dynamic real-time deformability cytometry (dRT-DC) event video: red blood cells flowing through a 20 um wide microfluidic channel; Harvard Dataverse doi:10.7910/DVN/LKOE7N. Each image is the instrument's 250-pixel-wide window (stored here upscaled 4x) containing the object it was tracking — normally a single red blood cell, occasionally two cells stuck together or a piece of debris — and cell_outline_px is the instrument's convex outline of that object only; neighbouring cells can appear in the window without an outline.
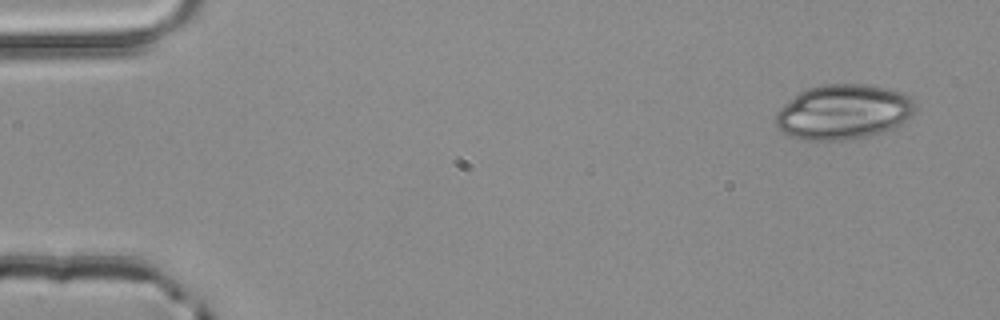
{"species": "common noctule bat (a hibernating species)", "species_latin": "Nyctalus noctula", "temperature_condition": "room temperature", "stored_images_in_passage": 4, "camera_frame_rate_fps": 3000, "um_per_image_px": 0.085, "animal": {"sex": "male", "body_mass_g": 20.4}, "frame": {"image": 1, "passage_image": 1, "time_ms": 0.0, "image_size_px": [1000, 320], "cell_outline_px": [[916, 112], [912, 116], [900, 124], [892, 128], [880, 132], [864, 136], [840, 140], [800, 140], [784, 132], [776, 124], [776, 112], [784, 104], [800, 92], [808, 88], [824, 84], [864, 84], [904, 92], [916, 104]], "centroid_in_image_um": [71.7, 9.5], "position_along_channel_um": 13.3, "area_um2": 44.33}}
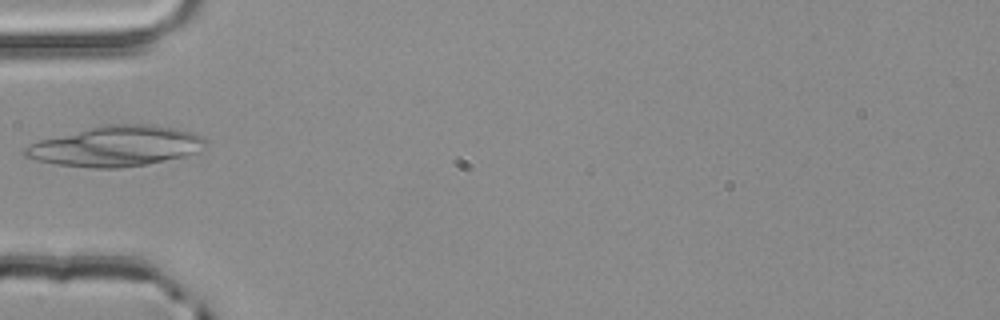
{"frame": {"image": 2, "passage_image": 4, "time_ms": 1.0, "image_size_px": [1000, 320], "cell_outline_px": [[208, 140], [204, 144], [192, 152], [184, 156], [148, 164], [120, 168], [92, 168], [56, 164], [36, 160], [24, 156], [20, 152], [28, 144], [40, 140], [108, 124], [152, 124], [176, 128], [192, 132]], "centroid_in_image_um": [9.81, 12.43], "position_along_channel_um": 75.2, "area_um2": 42.02}}